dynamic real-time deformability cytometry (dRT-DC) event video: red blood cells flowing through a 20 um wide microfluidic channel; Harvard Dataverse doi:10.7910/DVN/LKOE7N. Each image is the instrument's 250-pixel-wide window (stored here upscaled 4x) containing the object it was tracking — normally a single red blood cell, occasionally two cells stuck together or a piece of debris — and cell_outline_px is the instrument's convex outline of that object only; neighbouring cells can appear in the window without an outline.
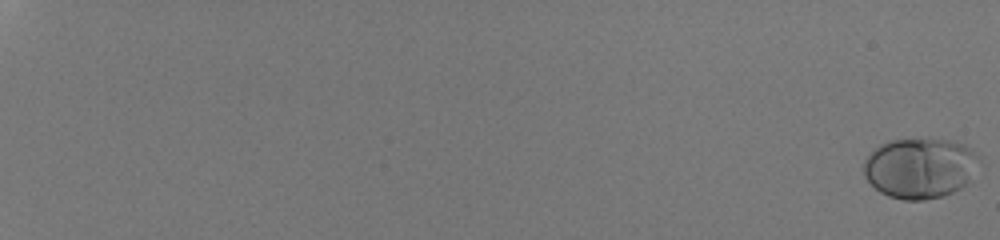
{"species": "human", "species_latin": "Homo sapiens", "temperature_condition": "room temperature", "stored_images_in_passage": 56, "camera_frame_rate_fps": 3000, "um_per_image_px": 0.085, "donor": {"sex": "male"}, "frame": {"image": 1, "passage_image": 1, "time_ms": 0.0, "image_size_px": [1000, 240], "cell_outline_px": [[984, 164], [960, 188], [952, 192], [940, 196], [924, 200], [904, 200], [888, 196], [880, 192], [864, 176], [864, 160], [880, 144], [888, 140], [948, 140], [964, 144], [972, 148], [980, 156]], "centroid_in_image_um": [78.26, 14.28], "position_along_channel_um": 6.7, "area_um2": 40.75}}
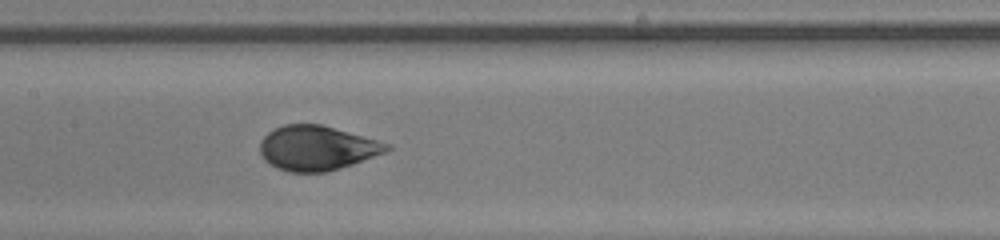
{"frame": {"image": 2, "passage_image": 34, "time_ms": 11.0, "image_size_px": [1000, 240], "cell_outline_px": [[392, 148], [384, 152], [352, 164], [328, 172], [288, 172], [276, 168], [264, 160], [260, 152], [260, 140], [268, 132], [284, 124], [320, 124], [392, 144]], "centroid_in_image_um": [26.91, 12.59], "position_along_channel_um": 180.5, "area_um2": 32.89}}
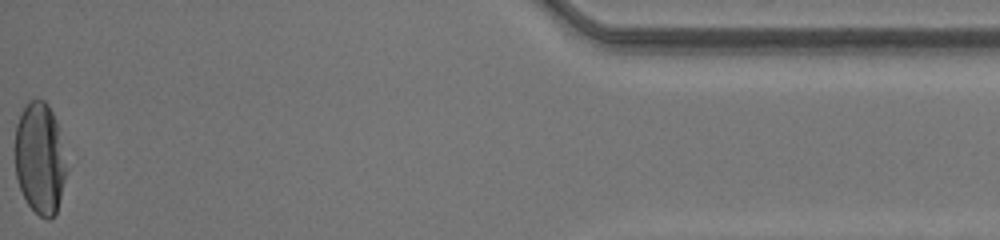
{"frame": {"image": 3, "passage_image": 56, "time_ms": 18.333, "image_size_px": [1000, 240], "cell_outline_px": [[68, 168], [56, 212], [48, 220], [44, 220], [28, 204], [20, 188], [16, 176], [16, 124], [20, 112], [28, 100], [44, 100], [48, 104], [56, 120]], "centroid_in_image_um": [3.4, 13.44], "position_along_channel_um": 431.8, "area_um2": 33.41}, "authors_computed_cell_mechanics": {"area_um2": 34.2465, "velocity_mm_per_s": 4.2406, "shape_relaxation_time_tau1_ms": 3.4563, "shape_relaxation_time_tau2_ms": null, "deformation_change_tau1": 0.1792, "deformation_change_tau2": null}}